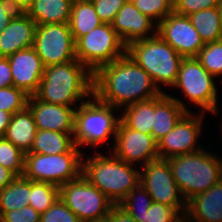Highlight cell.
<instances>
[{"label":"cell","instance_id":"6da1fadb","mask_svg":"<svg viewBox=\"0 0 222 222\" xmlns=\"http://www.w3.org/2000/svg\"><path fill=\"white\" fill-rule=\"evenodd\" d=\"M163 92L126 53L93 73V95L120 110L130 104L158 97Z\"/></svg>","mask_w":222,"mask_h":222},{"label":"cell","instance_id":"7a4b0ae2","mask_svg":"<svg viewBox=\"0 0 222 222\" xmlns=\"http://www.w3.org/2000/svg\"><path fill=\"white\" fill-rule=\"evenodd\" d=\"M93 95V73L78 60L46 66L34 96L44 102L74 106Z\"/></svg>","mask_w":222,"mask_h":222},{"label":"cell","instance_id":"3957f363","mask_svg":"<svg viewBox=\"0 0 222 222\" xmlns=\"http://www.w3.org/2000/svg\"><path fill=\"white\" fill-rule=\"evenodd\" d=\"M82 175L114 205H119L140 181V169H135L133 164L124 162L112 153L107 156L95 152L86 159L83 155Z\"/></svg>","mask_w":222,"mask_h":222},{"label":"cell","instance_id":"277c9868","mask_svg":"<svg viewBox=\"0 0 222 222\" xmlns=\"http://www.w3.org/2000/svg\"><path fill=\"white\" fill-rule=\"evenodd\" d=\"M213 154L203 148L195 153L167 159L186 202L193 196L206 192L222 179V159Z\"/></svg>","mask_w":222,"mask_h":222},{"label":"cell","instance_id":"5b68a950","mask_svg":"<svg viewBox=\"0 0 222 222\" xmlns=\"http://www.w3.org/2000/svg\"><path fill=\"white\" fill-rule=\"evenodd\" d=\"M126 54L143 68L159 88L160 84L173 86L183 57L158 34L126 47Z\"/></svg>","mask_w":222,"mask_h":222},{"label":"cell","instance_id":"8992f818","mask_svg":"<svg viewBox=\"0 0 222 222\" xmlns=\"http://www.w3.org/2000/svg\"><path fill=\"white\" fill-rule=\"evenodd\" d=\"M91 98L81 103L75 112L73 139L78 147L96 148L98 144H107L109 138H115L120 121V117L114 115L117 108L99 101L94 95Z\"/></svg>","mask_w":222,"mask_h":222},{"label":"cell","instance_id":"52a82bcc","mask_svg":"<svg viewBox=\"0 0 222 222\" xmlns=\"http://www.w3.org/2000/svg\"><path fill=\"white\" fill-rule=\"evenodd\" d=\"M83 154L77 145L62 154L25 153L23 176L60 187L82 175Z\"/></svg>","mask_w":222,"mask_h":222},{"label":"cell","instance_id":"ba28073f","mask_svg":"<svg viewBox=\"0 0 222 222\" xmlns=\"http://www.w3.org/2000/svg\"><path fill=\"white\" fill-rule=\"evenodd\" d=\"M215 77L211 75L200 63L196 57L183 58L178 76L172 88L182 90L190 101L200 107L199 112L219 114L218 110V93L214 81Z\"/></svg>","mask_w":222,"mask_h":222},{"label":"cell","instance_id":"9c48e42d","mask_svg":"<svg viewBox=\"0 0 222 222\" xmlns=\"http://www.w3.org/2000/svg\"><path fill=\"white\" fill-rule=\"evenodd\" d=\"M126 46L112 24L102 23L75 41L76 59L94 73L102 65L121 58Z\"/></svg>","mask_w":222,"mask_h":222},{"label":"cell","instance_id":"30bf717a","mask_svg":"<svg viewBox=\"0 0 222 222\" xmlns=\"http://www.w3.org/2000/svg\"><path fill=\"white\" fill-rule=\"evenodd\" d=\"M60 198L82 221L95 222L107 218L114 203L83 175L59 187Z\"/></svg>","mask_w":222,"mask_h":222},{"label":"cell","instance_id":"8fae6325","mask_svg":"<svg viewBox=\"0 0 222 222\" xmlns=\"http://www.w3.org/2000/svg\"><path fill=\"white\" fill-rule=\"evenodd\" d=\"M33 48L45 67L77 60L69 23L36 25Z\"/></svg>","mask_w":222,"mask_h":222},{"label":"cell","instance_id":"7c38bea8","mask_svg":"<svg viewBox=\"0 0 222 222\" xmlns=\"http://www.w3.org/2000/svg\"><path fill=\"white\" fill-rule=\"evenodd\" d=\"M142 168L139 183L149 193L153 202L176 207L185 215L187 202L173 178L169 162L158 159L143 165Z\"/></svg>","mask_w":222,"mask_h":222},{"label":"cell","instance_id":"4fadbf2b","mask_svg":"<svg viewBox=\"0 0 222 222\" xmlns=\"http://www.w3.org/2000/svg\"><path fill=\"white\" fill-rule=\"evenodd\" d=\"M205 113L187 112L174 128L157 142L159 159L195 153L203 149L198 143ZM198 143V144H197Z\"/></svg>","mask_w":222,"mask_h":222},{"label":"cell","instance_id":"5bb4252c","mask_svg":"<svg viewBox=\"0 0 222 222\" xmlns=\"http://www.w3.org/2000/svg\"><path fill=\"white\" fill-rule=\"evenodd\" d=\"M113 149L110 148L109 153L130 164L142 161L143 166L159 159L157 142L153 136L128 128L121 120L117 126Z\"/></svg>","mask_w":222,"mask_h":222},{"label":"cell","instance_id":"9a60e30c","mask_svg":"<svg viewBox=\"0 0 222 222\" xmlns=\"http://www.w3.org/2000/svg\"><path fill=\"white\" fill-rule=\"evenodd\" d=\"M157 34L183 58L197 57L205 45L189 17L175 12L157 25Z\"/></svg>","mask_w":222,"mask_h":222},{"label":"cell","instance_id":"2e32d148","mask_svg":"<svg viewBox=\"0 0 222 222\" xmlns=\"http://www.w3.org/2000/svg\"><path fill=\"white\" fill-rule=\"evenodd\" d=\"M27 107L33 114L37 129L68 133L72 137L74 136L77 108L40 101L34 95L29 96Z\"/></svg>","mask_w":222,"mask_h":222},{"label":"cell","instance_id":"e0dca14e","mask_svg":"<svg viewBox=\"0 0 222 222\" xmlns=\"http://www.w3.org/2000/svg\"><path fill=\"white\" fill-rule=\"evenodd\" d=\"M11 67L13 86L28 96L34 95L43 77L45 66L33 46L7 57Z\"/></svg>","mask_w":222,"mask_h":222},{"label":"cell","instance_id":"ac0fdd59","mask_svg":"<svg viewBox=\"0 0 222 222\" xmlns=\"http://www.w3.org/2000/svg\"><path fill=\"white\" fill-rule=\"evenodd\" d=\"M113 29L127 47L135 41L157 34V24L142 14L131 2L126 0L112 23Z\"/></svg>","mask_w":222,"mask_h":222},{"label":"cell","instance_id":"d6986e66","mask_svg":"<svg viewBox=\"0 0 222 222\" xmlns=\"http://www.w3.org/2000/svg\"><path fill=\"white\" fill-rule=\"evenodd\" d=\"M185 102L163 92L160 96L154 97V115L151 135L158 142L168 134L177 122L187 113Z\"/></svg>","mask_w":222,"mask_h":222},{"label":"cell","instance_id":"ffe728a7","mask_svg":"<svg viewBox=\"0 0 222 222\" xmlns=\"http://www.w3.org/2000/svg\"><path fill=\"white\" fill-rule=\"evenodd\" d=\"M184 217L190 222H222V179L190 198Z\"/></svg>","mask_w":222,"mask_h":222},{"label":"cell","instance_id":"44dd1931","mask_svg":"<svg viewBox=\"0 0 222 222\" xmlns=\"http://www.w3.org/2000/svg\"><path fill=\"white\" fill-rule=\"evenodd\" d=\"M36 23L26 14L11 19L0 33V57H8L17 51L33 46Z\"/></svg>","mask_w":222,"mask_h":222},{"label":"cell","instance_id":"7402d4cb","mask_svg":"<svg viewBox=\"0 0 222 222\" xmlns=\"http://www.w3.org/2000/svg\"><path fill=\"white\" fill-rule=\"evenodd\" d=\"M74 0H32L27 15L36 23H69Z\"/></svg>","mask_w":222,"mask_h":222},{"label":"cell","instance_id":"603a6c76","mask_svg":"<svg viewBox=\"0 0 222 222\" xmlns=\"http://www.w3.org/2000/svg\"><path fill=\"white\" fill-rule=\"evenodd\" d=\"M37 132L36 123L28 107L12 115L4 138L12 142L22 152L28 153Z\"/></svg>","mask_w":222,"mask_h":222},{"label":"cell","instance_id":"cb8c5ba5","mask_svg":"<svg viewBox=\"0 0 222 222\" xmlns=\"http://www.w3.org/2000/svg\"><path fill=\"white\" fill-rule=\"evenodd\" d=\"M101 24L102 22L90 0L73 1L69 26L75 41Z\"/></svg>","mask_w":222,"mask_h":222},{"label":"cell","instance_id":"d4e9b609","mask_svg":"<svg viewBox=\"0 0 222 222\" xmlns=\"http://www.w3.org/2000/svg\"><path fill=\"white\" fill-rule=\"evenodd\" d=\"M124 109V110H123ZM120 120L133 130L151 135L154 115V98L125 106Z\"/></svg>","mask_w":222,"mask_h":222},{"label":"cell","instance_id":"484cf974","mask_svg":"<svg viewBox=\"0 0 222 222\" xmlns=\"http://www.w3.org/2000/svg\"><path fill=\"white\" fill-rule=\"evenodd\" d=\"M188 17L205 44L222 40L219 6L200 10Z\"/></svg>","mask_w":222,"mask_h":222},{"label":"cell","instance_id":"4316f807","mask_svg":"<svg viewBox=\"0 0 222 222\" xmlns=\"http://www.w3.org/2000/svg\"><path fill=\"white\" fill-rule=\"evenodd\" d=\"M74 145V139L68 133L37 129L28 153L62 154L68 152Z\"/></svg>","mask_w":222,"mask_h":222},{"label":"cell","instance_id":"83f0119b","mask_svg":"<svg viewBox=\"0 0 222 222\" xmlns=\"http://www.w3.org/2000/svg\"><path fill=\"white\" fill-rule=\"evenodd\" d=\"M31 180L17 176L0 190V212H9L29 205Z\"/></svg>","mask_w":222,"mask_h":222},{"label":"cell","instance_id":"f1b7e54d","mask_svg":"<svg viewBox=\"0 0 222 222\" xmlns=\"http://www.w3.org/2000/svg\"><path fill=\"white\" fill-rule=\"evenodd\" d=\"M60 198L59 186L31 180L29 205L40 214L46 212Z\"/></svg>","mask_w":222,"mask_h":222},{"label":"cell","instance_id":"f546056e","mask_svg":"<svg viewBox=\"0 0 222 222\" xmlns=\"http://www.w3.org/2000/svg\"><path fill=\"white\" fill-rule=\"evenodd\" d=\"M152 198L146 189L139 183L132 189L126 198L119 204L136 222H144V215L152 205Z\"/></svg>","mask_w":222,"mask_h":222},{"label":"cell","instance_id":"4dcf8cb0","mask_svg":"<svg viewBox=\"0 0 222 222\" xmlns=\"http://www.w3.org/2000/svg\"><path fill=\"white\" fill-rule=\"evenodd\" d=\"M214 77L222 75V40L206 43L196 57Z\"/></svg>","mask_w":222,"mask_h":222},{"label":"cell","instance_id":"1f68e13d","mask_svg":"<svg viewBox=\"0 0 222 222\" xmlns=\"http://www.w3.org/2000/svg\"><path fill=\"white\" fill-rule=\"evenodd\" d=\"M25 153L12 142L0 137V165L13 171L17 176L24 174Z\"/></svg>","mask_w":222,"mask_h":222},{"label":"cell","instance_id":"d6a6232c","mask_svg":"<svg viewBox=\"0 0 222 222\" xmlns=\"http://www.w3.org/2000/svg\"><path fill=\"white\" fill-rule=\"evenodd\" d=\"M134 6L158 25L174 12V0H131Z\"/></svg>","mask_w":222,"mask_h":222},{"label":"cell","instance_id":"836d02e7","mask_svg":"<svg viewBox=\"0 0 222 222\" xmlns=\"http://www.w3.org/2000/svg\"><path fill=\"white\" fill-rule=\"evenodd\" d=\"M29 96L15 86L0 88V110L12 115L27 107Z\"/></svg>","mask_w":222,"mask_h":222},{"label":"cell","instance_id":"e575fe53","mask_svg":"<svg viewBox=\"0 0 222 222\" xmlns=\"http://www.w3.org/2000/svg\"><path fill=\"white\" fill-rule=\"evenodd\" d=\"M184 215L176 208L152 202L144 215V222H180Z\"/></svg>","mask_w":222,"mask_h":222},{"label":"cell","instance_id":"d590c367","mask_svg":"<svg viewBox=\"0 0 222 222\" xmlns=\"http://www.w3.org/2000/svg\"><path fill=\"white\" fill-rule=\"evenodd\" d=\"M40 222H82L59 198L46 212Z\"/></svg>","mask_w":222,"mask_h":222},{"label":"cell","instance_id":"8d00e7d4","mask_svg":"<svg viewBox=\"0 0 222 222\" xmlns=\"http://www.w3.org/2000/svg\"><path fill=\"white\" fill-rule=\"evenodd\" d=\"M102 23L112 24L126 0H90Z\"/></svg>","mask_w":222,"mask_h":222},{"label":"cell","instance_id":"74e56055","mask_svg":"<svg viewBox=\"0 0 222 222\" xmlns=\"http://www.w3.org/2000/svg\"><path fill=\"white\" fill-rule=\"evenodd\" d=\"M27 9L15 0H0V33L7 27L11 19L25 16Z\"/></svg>","mask_w":222,"mask_h":222},{"label":"cell","instance_id":"f35d334b","mask_svg":"<svg viewBox=\"0 0 222 222\" xmlns=\"http://www.w3.org/2000/svg\"><path fill=\"white\" fill-rule=\"evenodd\" d=\"M219 5L220 0H174V12L183 16H189L200 10Z\"/></svg>","mask_w":222,"mask_h":222},{"label":"cell","instance_id":"ab89813d","mask_svg":"<svg viewBox=\"0 0 222 222\" xmlns=\"http://www.w3.org/2000/svg\"><path fill=\"white\" fill-rule=\"evenodd\" d=\"M40 218L41 214L30 205L9 212H0V222H40Z\"/></svg>","mask_w":222,"mask_h":222},{"label":"cell","instance_id":"60d3db41","mask_svg":"<svg viewBox=\"0 0 222 222\" xmlns=\"http://www.w3.org/2000/svg\"><path fill=\"white\" fill-rule=\"evenodd\" d=\"M13 86L11 67L7 57H0V88Z\"/></svg>","mask_w":222,"mask_h":222},{"label":"cell","instance_id":"b9f144b4","mask_svg":"<svg viewBox=\"0 0 222 222\" xmlns=\"http://www.w3.org/2000/svg\"><path fill=\"white\" fill-rule=\"evenodd\" d=\"M107 222H136L120 205H114L106 218Z\"/></svg>","mask_w":222,"mask_h":222},{"label":"cell","instance_id":"7bdbcfd3","mask_svg":"<svg viewBox=\"0 0 222 222\" xmlns=\"http://www.w3.org/2000/svg\"><path fill=\"white\" fill-rule=\"evenodd\" d=\"M16 177L17 175L13 171L0 165V190L9 185Z\"/></svg>","mask_w":222,"mask_h":222},{"label":"cell","instance_id":"ee69618b","mask_svg":"<svg viewBox=\"0 0 222 222\" xmlns=\"http://www.w3.org/2000/svg\"><path fill=\"white\" fill-rule=\"evenodd\" d=\"M11 117V113L0 110V137H4L7 127L10 123Z\"/></svg>","mask_w":222,"mask_h":222},{"label":"cell","instance_id":"f6af8a7d","mask_svg":"<svg viewBox=\"0 0 222 222\" xmlns=\"http://www.w3.org/2000/svg\"><path fill=\"white\" fill-rule=\"evenodd\" d=\"M16 2L20 3L26 9L31 5L32 0H15Z\"/></svg>","mask_w":222,"mask_h":222},{"label":"cell","instance_id":"bcb514c9","mask_svg":"<svg viewBox=\"0 0 222 222\" xmlns=\"http://www.w3.org/2000/svg\"><path fill=\"white\" fill-rule=\"evenodd\" d=\"M219 10L221 15V26H222V0H220Z\"/></svg>","mask_w":222,"mask_h":222},{"label":"cell","instance_id":"7dc6e473","mask_svg":"<svg viewBox=\"0 0 222 222\" xmlns=\"http://www.w3.org/2000/svg\"><path fill=\"white\" fill-rule=\"evenodd\" d=\"M180 222H190V221H188L185 217H183Z\"/></svg>","mask_w":222,"mask_h":222},{"label":"cell","instance_id":"c3c4849f","mask_svg":"<svg viewBox=\"0 0 222 222\" xmlns=\"http://www.w3.org/2000/svg\"><path fill=\"white\" fill-rule=\"evenodd\" d=\"M95 222H107V220L105 219V220H102V221H95Z\"/></svg>","mask_w":222,"mask_h":222}]
</instances>
